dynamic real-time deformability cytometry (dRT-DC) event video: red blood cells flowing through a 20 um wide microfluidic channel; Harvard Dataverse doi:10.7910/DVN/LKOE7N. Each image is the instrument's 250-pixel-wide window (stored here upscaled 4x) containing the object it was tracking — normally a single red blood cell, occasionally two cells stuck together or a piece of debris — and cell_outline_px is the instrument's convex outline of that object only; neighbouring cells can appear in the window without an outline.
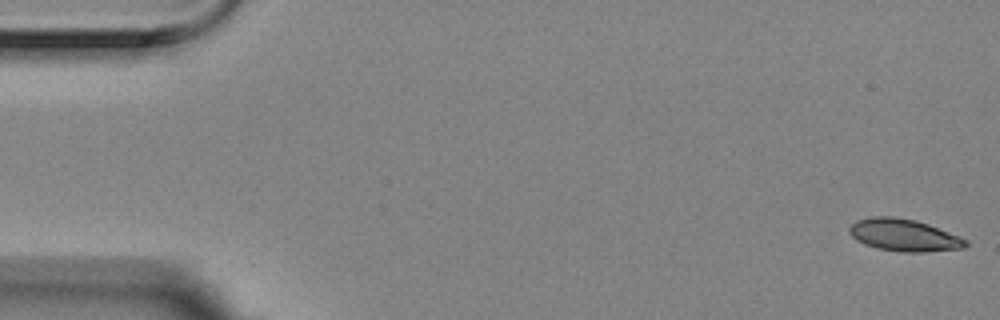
{"species": "Egyptian fruit bat (a non-hibernating species)", "species_latin": "Rousettus aegyptiacus", "temperature_condition": "room temperature", "stored_images_in_passage": 7, "camera_frame_rate_fps": 3000, "um_per_image_px": 0.085, "animal": {"sex": "female"}, "frame": {"image": 1, "passage_image": 1, "time_ms": 0.0, "image_size_px": [1000, 320], "cell_outline_px": [[968, 244], [964, 248], [924, 252], [900, 252], [876, 248], [864, 244], [856, 240], [848, 232], [848, 228], [856, 220], [872, 216], [892, 216], [916, 220], [928, 224], [968, 240]], "centroid_in_image_um": [76.8, 19.99], "position_along_channel_um": 8.2, "area_um2": 21.91}}
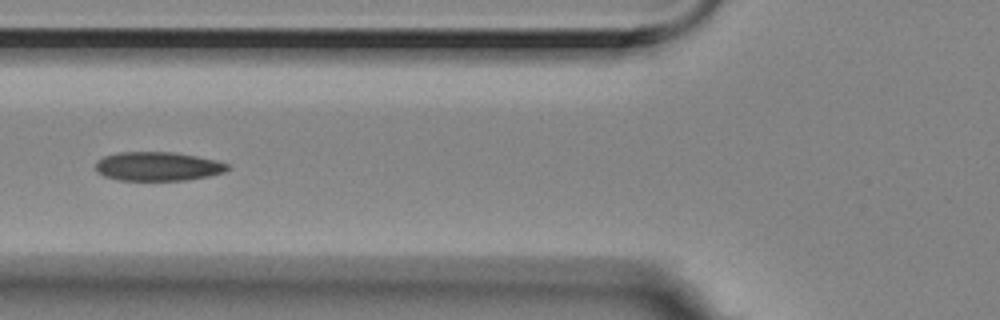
{"frame": {"image": 2, "passage_image": 6, "time_ms": 1.667, "image_size_px": [1000, 320], "cell_outline_px": [[228, 168], [224, 172], [208, 176], [184, 180], [120, 180], [104, 176], [96, 172], [96, 160], [104, 156], [120, 152], [172, 152], [196, 156], [216, 160], [228, 164]], "centroid_in_image_um": [13.38, 14.14], "position_along_channel_um": 112.4, "area_um2": 22.14}}
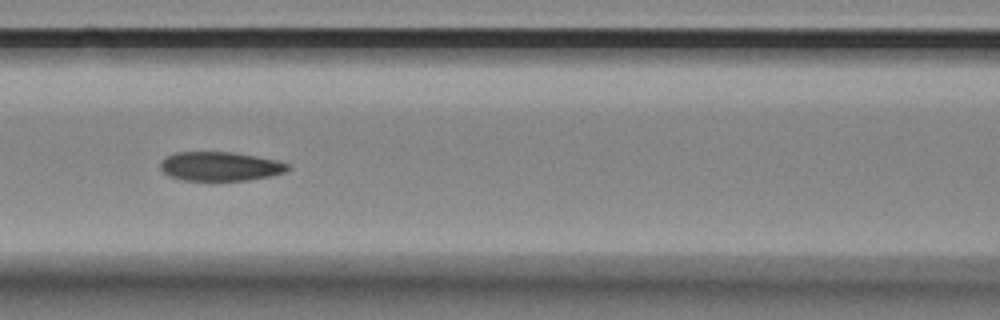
{"frame": {"image": 3, "passage_image": 7, "time_ms": 2.0, "image_size_px": [1000, 320], "cell_outline_px": [[292, 168], [284, 172], [272, 176], [248, 180], [180, 180], [168, 176], [160, 168], [160, 160], [176, 152], [232, 152], [256, 156], [276, 160], [288, 164]], "centroid_in_image_um": [18.71, 14.14], "position_along_channel_um": 147.9, "area_um2": 21.68}}